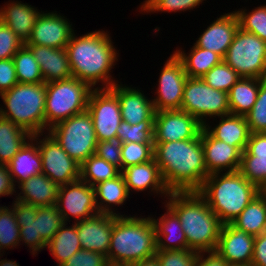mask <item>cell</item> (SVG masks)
<instances>
[{
  "label": "cell",
  "mask_w": 266,
  "mask_h": 266,
  "mask_svg": "<svg viewBox=\"0 0 266 266\" xmlns=\"http://www.w3.org/2000/svg\"><path fill=\"white\" fill-rule=\"evenodd\" d=\"M66 50L73 77L86 82L93 89L111 88L119 82L111 72L120 54L108 30H95L81 36L74 32Z\"/></svg>",
  "instance_id": "obj_1"
},
{
  "label": "cell",
  "mask_w": 266,
  "mask_h": 266,
  "mask_svg": "<svg viewBox=\"0 0 266 266\" xmlns=\"http://www.w3.org/2000/svg\"><path fill=\"white\" fill-rule=\"evenodd\" d=\"M153 154L169 192L198 191L210 175L204 163L201 133L194 139L154 143Z\"/></svg>",
  "instance_id": "obj_2"
},
{
  "label": "cell",
  "mask_w": 266,
  "mask_h": 266,
  "mask_svg": "<svg viewBox=\"0 0 266 266\" xmlns=\"http://www.w3.org/2000/svg\"><path fill=\"white\" fill-rule=\"evenodd\" d=\"M165 203L178 216L187 249L215 251L223 223L197 191L170 192Z\"/></svg>",
  "instance_id": "obj_3"
},
{
  "label": "cell",
  "mask_w": 266,
  "mask_h": 266,
  "mask_svg": "<svg viewBox=\"0 0 266 266\" xmlns=\"http://www.w3.org/2000/svg\"><path fill=\"white\" fill-rule=\"evenodd\" d=\"M156 252V229L151 215L114 216L108 263L132 265L155 256Z\"/></svg>",
  "instance_id": "obj_4"
},
{
  "label": "cell",
  "mask_w": 266,
  "mask_h": 266,
  "mask_svg": "<svg viewBox=\"0 0 266 266\" xmlns=\"http://www.w3.org/2000/svg\"><path fill=\"white\" fill-rule=\"evenodd\" d=\"M197 192L225 224L231 223L261 190L234 171L210 174Z\"/></svg>",
  "instance_id": "obj_5"
},
{
  "label": "cell",
  "mask_w": 266,
  "mask_h": 266,
  "mask_svg": "<svg viewBox=\"0 0 266 266\" xmlns=\"http://www.w3.org/2000/svg\"><path fill=\"white\" fill-rule=\"evenodd\" d=\"M0 97L4 104L1 117L31 135L45 132L46 83H17Z\"/></svg>",
  "instance_id": "obj_6"
},
{
  "label": "cell",
  "mask_w": 266,
  "mask_h": 266,
  "mask_svg": "<svg viewBox=\"0 0 266 266\" xmlns=\"http://www.w3.org/2000/svg\"><path fill=\"white\" fill-rule=\"evenodd\" d=\"M10 207L20 226V245H27L34 256L47 248L48 242L65 223L56 204L36 207L13 199Z\"/></svg>",
  "instance_id": "obj_7"
},
{
  "label": "cell",
  "mask_w": 266,
  "mask_h": 266,
  "mask_svg": "<svg viewBox=\"0 0 266 266\" xmlns=\"http://www.w3.org/2000/svg\"><path fill=\"white\" fill-rule=\"evenodd\" d=\"M92 90L75 77L46 83L45 133L59 122L86 111Z\"/></svg>",
  "instance_id": "obj_8"
},
{
  "label": "cell",
  "mask_w": 266,
  "mask_h": 266,
  "mask_svg": "<svg viewBox=\"0 0 266 266\" xmlns=\"http://www.w3.org/2000/svg\"><path fill=\"white\" fill-rule=\"evenodd\" d=\"M78 164L95 154L97 139L91 114L86 110L47 131Z\"/></svg>",
  "instance_id": "obj_9"
},
{
  "label": "cell",
  "mask_w": 266,
  "mask_h": 266,
  "mask_svg": "<svg viewBox=\"0 0 266 266\" xmlns=\"http://www.w3.org/2000/svg\"><path fill=\"white\" fill-rule=\"evenodd\" d=\"M181 110L197 118L203 125L230 114L228 93L207 85L202 78L188 77L183 91Z\"/></svg>",
  "instance_id": "obj_10"
},
{
  "label": "cell",
  "mask_w": 266,
  "mask_h": 266,
  "mask_svg": "<svg viewBox=\"0 0 266 266\" xmlns=\"http://www.w3.org/2000/svg\"><path fill=\"white\" fill-rule=\"evenodd\" d=\"M223 60L240 77L266 78V42L240 27Z\"/></svg>",
  "instance_id": "obj_11"
},
{
  "label": "cell",
  "mask_w": 266,
  "mask_h": 266,
  "mask_svg": "<svg viewBox=\"0 0 266 266\" xmlns=\"http://www.w3.org/2000/svg\"><path fill=\"white\" fill-rule=\"evenodd\" d=\"M165 61L160 71L157 88L152 98L155 112L181 110L185 82L188 78L182 61L175 55ZM156 95V96H155Z\"/></svg>",
  "instance_id": "obj_12"
},
{
  "label": "cell",
  "mask_w": 266,
  "mask_h": 266,
  "mask_svg": "<svg viewBox=\"0 0 266 266\" xmlns=\"http://www.w3.org/2000/svg\"><path fill=\"white\" fill-rule=\"evenodd\" d=\"M56 206L66 223L72 221L70 219L76 223L99 214L94 187L80 179L59 187Z\"/></svg>",
  "instance_id": "obj_13"
},
{
  "label": "cell",
  "mask_w": 266,
  "mask_h": 266,
  "mask_svg": "<svg viewBox=\"0 0 266 266\" xmlns=\"http://www.w3.org/2000/svg\"><path fill=\"white\" fill-rule=\"evenodd\" d=\"M38 147L42 159V173L49 179L59 186L80 179V164L72 159L48 132L38 134Z\"/></svg>",
  "instance_id": "obj_14"
},
{
  "label": "cell",
  "mask_w": 266,
  "mask_h": 266,
  "mask_svg": "<svg viewBox=\"0 0 266 266\" xmlns=\"http://www.w3.org/2000/svg\"><path fill=\"white\" fill-rule=\"evenodd\" d=\"M87 111L91 114L97 141L117 136L122 122L117 95L110 88H96L90 93Z\"/></svg>",
  "instance_id": "obj_15"
},
{
  "label": "cell",
  "mask_w": 266,
  "mask_h": 266,
  "mask_svg": "<svg viewBox=\"0 0 266 266\" xmlns=\"http://www.w3.org/2000/svg\"><path fill=\"white\" fill-rule=\"evenodd\" d=\"M204 125L183 110L155 112L154 143H166L197 138Z\"/></svg>",
  "instance_id": "obj_16"
},
{
  "label": "cell",
  "mask_w": 266,
  "mask_h": 266,
  "mask_svg": "<svg viewBox=\"0 0 266 266\" xmlns=\"http://www.w3.org/2000/svg\"><path fill=\"white\" fill-rule=\"evenodd\" d=\"M64 14L57 11H41L34 24L31 38L26 44L42 45L53 48H66L74 27Z\"/></svg>",
  "instance_id": "obj_17"
},
{
  "label": "cell",
  "mask_w": 266,
  "mask_h": 266,
  "mask_svg": "<svg viewBox=\"0 0 266 266\" xmlns=\"http://www.w3.org/2000/svg\"><path fill=\"white\" fill-rule=\"evenodd\" d=\"M255 236L236 228L232 223L222 225L216 252L228 264H251Z\"/></svg>",
  "instance_id": "obj_18"
},
{
  "label": "cell",
  "mask_w": 266,
  "mask_h": 266,
  "mask_svg": "<svg viewBox=\"0 0 266 266\" xmlns=\"http://www.w3.org/2000/svg\"><path fill=\"white\" fill-rule=\"evenodd\" d=\"M204 163L209 174L238 171L242 151L214 138L204 127L201 131Z\"/></svg>",
  "instance_id": "obj_19"
},
{
  "label": "cell",
  "mask_w": 266,
  "mask_h": 266,
  "mask_svg": "<svg viewBox=\"0 0 266 266\" xmlns=\"http://www.w3.org/2000/svg\"><path fill=\"white\" fill-rule=\"evenodd\" d=\"M136 88L125 83L123 85L121 81L110 88L118 97L122 121L130 125L142 121H154L155 110L152 99L147 97V94L140 90L141 88Z\"/></svg>",
  "instance_id": "obj_20"
},
{
  "label": "cell",
  "mask_w": 266,
  "mask_h": 266,
  "mask_svg": "<svg viewBox=\"0 0 266 266\" xmlns=\"http://www.w3.org/2000/svg\"><path fill=\"white\" fill-rule=\"evenodd\" d=\"M121 174L124 178L129 194L147 191L148 194L164 199L169 195V190L166 188L161 173L154 158L148 162L131 165L123 170ZM149 190V191H148Z\"/></svg>",
  "instance_id": "obj_21"
},
{
  "label": "cell",
  "mask_w": 266,
  "mask_h": 266,
  "mask_svg": "<svg viewBox=\"0 0 266 266\" xmlns=\"http://www.w3.org/2000/svg\"><path fill=\"white\" fill-rule=\"evenodd\" d=\"M206 28L203 29L194 44L199 48L211 50L224 59L228 47L232 44L234 35L239 28L235 12L223 13Z\"/></svg>",
  "instance_id": "obj_22"
},
{
  "label": "cell",
  "mask_w": 266,
  "mask_h": 266,
  "mask_svg": "<svg viewBox=\"0 0 266 266\" xmlns=\"http://www.w3.org/2000/svg\"><path fill=\"white\" fill-rule=\"evenodd\" d=\"M114 216L97 214L90 219L76 222L81 249L102 253L107 257Z\"/></svg>",
  "instance_id": "obj_23"
},
{
  "label": "cell",
  "mask_w": 266,
  "mask_h": 266,
  "mask_svg": "<svg viewBox=\"0 0 266 266\" xmlns=\"http://www.w3.org/2000/svg\"><path fill=\"white\" fill-rule=\"evenodd\" d=\"M39 64L44 83L73 77L66 48L26 44Z\"/></svg>",
  "instance_id": "obj_24"
},
{
  "label": "cell",
  "mask_w": 266,
  "mask_h": 266,
  "mask_svg": "<svg viewBox=\"0 0 266 266\" xmlns=\"http://www.w3.org/2000/svg\"><path fill=\"white\" fill-rule=\"evenodd\" d=\"M41 10L23 3L12 1L0 8V20L9 27L18 38L26 44L31 38L32 30Z\"/></svg>",
  "instance_id": "obj_25"
},
{
  "label": "cell",
  "mask_w": 266,
  "mask_h": 266,
  "mask_svg": "<svg viewBox=\"0 0 266 266\" xmlns=\"http://www.w3.org/2000/svg\"><path fill=\"white\" fill-rule=\"evenodd\" d=\"M13 182L17 184L42 173V159L38 147V134L23 145L18 153L7 164Z\"/></svg>",
  "instance_id": "obj_26"
},
{
  "label": "cell",
  "mask_w": 266,
  "mask_h": 266,
  "mask_svg": "<svg viewBox=\"0 0 266 266\" xmlns=\"http://www.w3.org/2000/svg\"><path fill=\"white\" fill-rule=\"evenodd\" d=\"M166 212L156 219L151 218L156 229L157 250L187 249V240L176 213L164 202Z\"/></svg>",
  "instance_id": "obj_27"
},
{
  "label": "cell",
  "mask_w": 266,
  "mask_h": 266,
  "mask_svg": "<svg viewBox=\"0 0 266 266\" xmlns=\"http://www.w3.org/2000/svg\"><path fill=\"white\" fill-rule=\"evenodd\" d=\"M17 186L15 198L36 207L56 204L60 187L43 173L29 178ZM18 191L20 192L18 193Z\"/></svg>",
  "instance_id": "obj_28"
},
{
  "label": "cell",
  "mask_w": 266,
  "mask_h": 266,
  "mask_svg": "<svg viewBox=\"0 0 266 266\" xmlns=\"http://www.w3.org/2000/svg\"><path fill=\"white\" fill-rule=\"evenodd\" d=\"M217 118L220 120L217 124L212 126L206 123L204 128L214 138L238 147L243 152L251 134L246 117L229 114Z\"/></svg>",
  "instance_id": "obj_29"
},
{
  "label": "cell",
  "mask_w": 266,
  "mask_h": 266,
  "mask_svg": "<svg viewBox=\"0 0 266 266\" xmlns=\"http://www.w3.org/2000/svg\"><path fill=\"white\" fill-rule=\"evenodd\" d=\"M94 189L99 214L125 216V214L116 211L119 210V208H115L116 206L121 207L122 205H125L127 199L130 198V194L121 173L114 179L98 183L94 186Z\"/></svg>",
  "instance_id": "obj_30"
},
{
  "label": "cell",
  "mask_w": 266,
  "mask_h": 266,
  "mask_svg": "<svg viewBox=\"0 0 266 266\" xmlns=\"http://www.w3.org/2000/svg\"><path fill=\"white\" fill-rule=\"evenodd\" d=\"M259 92V78L240 79L228 92L230 114L246 116L257 100Z\"/></svg>",
  "instance_id": "obj_31"
},
{
  "label": "cell",
  "mask_w": 266,
  "mask_h": 266,
  "mask_svg": "<svg viewBox=\"0 0 266 266\" xmlns=\"http://www.w3.org/2000/svg\"><path fill=\"white\" fill-rule=\"evenodd\" d=\"M173 52L182 61L188 77H199L205 75L212 67L219 64L223 59L211 50L197 47L195 44L185 53L180 47Z\"/></svg>",
  "instance_id": "obj_32"
},
{
  "label": "cell",
  "mask_w": 266,
  "mask_h": 266,
  "mask_svg": "<svg viewBox=\"0 0 266 266\" xmlns=\"http://www.w3.org/2000/svg\"><path fill=\"white\" fill-rule=\"evenodd\" d=\"M231 223L253 236L266 232V196L260 192Z\"/></svg>",
  "instance_id": "obj_33"
},
{
  "label": "cell",
  "mask_w": 266,
  "mask_h": 266,
  "mask_svg": "<svg viewBox=\"0 0 266 266\" xmlns=\"http://www.w3.org/2000/svg\"><path fill=\"white\" fill-rule=\"evenodd\" d=\"M32 135L11 120L0 118V165H7Z\"/></svg>",
  "instance_id": "obj_34"
},
{
  "label": "cell",
  "mask_w": 266,
  "mask_h": 266,
  "mask_svg": "<svg viewBox=\"0 0 266 266\" xmlns=\"http://www.w3.org/2000/svg\"><path fill=\"white\" fill-rule=\"evenodd\" d=\"M67 225L68 223L65 222L47 244V248L52 257L55 258L57 266H61L75 252L81 250L75 223L72 222L69 227Z\"/></svg>",
  "instance_id": "obj_35"
},
{
  "label": "cell",
  "mask_w": 266,
  "mask_h": 266,
  "mask_svg": "<svg viewBox=\"0 0 266 266\" xmlns=\"http://www.w3.org/2000/svg\"><path fill=\"white\" fill-rule=\"evenodd\" d=\"M121 171L101 157L93 154L80 165V180L94 187L100 182L114 179Z\"/></svg>",
  "instance_id": "obj_36"
},
{
  "label": "cell",
  "mask_w": 266,
  "mask_h": 266,
  "mask_svg": "<svg viewBox=\"0 0 266 266\" xmlns=\"http://www.w3.org/2000/svg\"><path fill=\"white\" fill-rule=\"evenodd\" d=\"M12 59L18 83H44L39 64L26 44L17 51Z\"/></svg>",
  "instance_id": "obj_37"
},
{
  "label": "cell",
  "mask_w": 266,
  "mask_h": 266,
  "mask_svg": "<svg viewBox=\"0 0 266 266\" xmlns=\"http://www.w3.org/2000/svg\"><path fill=\"white\" fill-rule=\"evenodd\" d=\"M20 226L16 220L13 208L0 205V250L17 249L20 246Z\"/></svg>",
  "instance_id": "obj_38"
},
{
  "label": "cell",
  "mask_w": 266,
  "mask_h": 266,
  "mask_svg": "<svg viewBox=\"0 0 266 266\" xmlns=\"http://www.w3.org/2000/svg\"><path fill=\"white\" fill-rule=\"evenodd\" d=\"M239 27L250 32L266 42V5H260L251 11L246 7L234 10Z\"/></svg>",
  "instance_id": "obj_39"
},
{
  "label": "cell",
  "mask_w": 266,
  "mask_h": 266,
  "mask_svg": "<svg viewBox=\"0 0 266 266\" xmlns=\"http://www.w3.org/2000/svg\"><path fill=\"white\" fill-rule=\"evenodd\" d=\"M206 0H145L139 6V13L154 14V13H173L185 12L193 10L202 5Z\"/></svg>",
  "instance_id": "obj_40"
},
{
  "label": "cell",
  "mask_w": 266,
  "mask_h": 266,
  "mask_svg": "<svg viewBox=\"0 0 266 266\" xmlns=\"http://www.w3.org/2000/svg\"><path fill=\"white\" fill-rule=\"evenodd\" d=\"M210 87L228 93L240 76L224 60L201 77Z\"/></svg>",
  "instance_id": "obj_41"
},
{
  "label": "cell",
  "mask_w": 266,
  "mask_h": 266,
  "mask_svg": "<svg viewBox=\"0 0 266 266\" xmlns=\"http://www.w3.org/2000/svg\"><path fill=\"white\" fill-rule=\"evenodd\" d=\"M116 133L123 143H154V121H142L135 125L122 121Z\"/></svg>",
  "instance_id": "obj_42"
},
{
  "label": "cell",
  "mask_w": 266,
  "mask_h": 266,
  "mask_svg": "<svg viewBox=\"0 0 266 266\" xmlns=\"http://www.w3.org/2000/svg\"><path fill=\"white\" fill-rule=\"evenodd\" d=\"M245 117L251 133H266V78L259 79L257 100Z\"/></svg>",
  "instance_id": "obj_43"
},
{
  "label": "cell",
  "mask_w": 266,
  "mask_h": 266,
  "mask_svg": "<svg viewBox=\"0 0 266 266\" xmlns=\"http://www.w3.org/2000/svg\"><path fill=\"white\" fill-rule=\"evenodd\" d=\"M238 171L261 190L266 184V156H241Z\"/></svg>",
  "instance_id": "obj_44"
},
{
  "label": "cell",
  "mask_w": 266,
  "mask_h": 266,
  "mask_svg": "<svg viewBox=\"0 0 266 266\" xmlns=\"http://www.w3.org/2000/svg\"><path fill=\"white\" fill-rule=\"evenodd\" d=\"M154 143H123L121 148L122 170L131 165L142 164L154 158Z\"/></svg>",
  "instance_id": "obj_45"
},
{
  "label": "cell",
  "mask_w": 266,
  "mask_h": 266,
  "mask_svg": "<svg viewBox=\"0 0 266 266\" xmlns=\"http://www.w3.org/2000/svg\"><path fill=\"white\" fill-rule=\"evenodd\" d=\"M197 253L191 249L184 250H157L160 266H195Z\"/></svg>",
  "instance_id": "obj_46"
},
{
  "label": "cell",
  "mask_w": 266,
  "mask_h": 266,
  "mask_svg": "<svg viewBox=\"0 0 266 266\" xmlns=\"http://www.w3.org/2000/svg\"><path fill=\"white\" fill-rule=\"evenodd\" d=\"M123 142L114 136L106 141H97L95 154L122 170L121 148Z\"/></svg>",
  "instance_id": "obj_47"
},
{
  "label": "cell",
  "mask_w": 266,
  "mask_h": 266,
  "mask_svg": "<svg viewBox=\"0 0 266 266\" xmlns=\"http://www.w3.org/2000/svg\"><path fill=\"white\" fill-rule=\"evenodd\" d=\"M23 45L18 36L0 20V60L13 58Z\"/></svg>",
  "instance_id": "obj_48"
},
{
  "label": "cell",
  "mask_w": 266,
  "mask_h": 266,
  "mask_svg": "<svg viewBox=\"0 0 266 266\" xmlns=\"http://www.w3.org/2000/svg\"><path fill=\"white\" fill-rule=\"evenodd\" d=\"M107 264V258L102 253L81 249L61 266H106Z\"/></svg>",
  "instance_id": "obj_49"
},
{
  "label": "cell",
  "mask_w": 266,
  "mask_h": 266,
  "mask_svg": "<svg viewBox=\"0 0 266 266\" xmlns=\"http://www.w3.org/2000/svg\"><path fill=\"white\" fill-rule=\"evenodd\" d=\"M18 83L12 58L0 60V95Z\"/></svg>",
  "instance_id": "obj_50"
},
{
  "label": "cell",
  "mask_w": 266,
  "mask_h": 266,
  "mask_svg": "<svg viewBox=\"0 0 266 266\" xmlns=\"http://www.w3.org/2000/svg\"><path fill=\"white\" fill-rule=\"evenodd\" d=\"M241 156H266V133H251Z\"/></svg>",
  "instance_id": "obj_51"
},
{
  "label": "cell",
  "mask_w": 266,
  "mask_h": 266,
  "mask_svg": "<svg viewBox=\"0 0 266 266\" xmlns=\"http://www.w3.org/2000/svg\"><path fill=\"white\" fill-rule=\"evenodd\" d=\"M251 264L253 266H266V232L255 236L254 252Z\"/></svg>",
  "instance_id": "obj_52"
},
{
  "label": "cell",
  "mask_w": 266,
  "mask_h": 266,
  "mask_svg": "<svg viewBox=\"0 0 266 266\" xmlns=\"http://www.w3.org/2000/svg\"><path fill=\"white\" fill-rule=\"evenodd\" d=\"M16 187L12 176L9 173L7 165H0V197L15 196Z\"/></svg>",
  "instance_id": "obj_53"
},
{
  "label": "cell",
  "mask_w": 266,
  "mask_h": 266,
  "mask_svg": "<svg viewBox=\"0 0 266 266\" xmlns=\"http://www.w3.org/2000/svg\"><path fill=\"white\" fill-rule=\"evenodd\" d=\"M227 264L216 251H207L197 253L195 266H227Z\"/></svg>",
  "instance_id": "obj_54"
},
{
  "label": "cell",
  "mask_w": 266,
  "mask_h": 266,
  "mask_svg": "<svg viewBox=\"0 0 266 266\" xmlns=\"http://www.w3.org/2000/svg\"><path fill=\"white\" fill-rule=\"evenodd\" d=\"M131 266H160V263L157 257L153 256L151 258H147V259L135 262Z\"/></svg>",
  "instance_id": "obj_55"
},
{
  "label": "cell",
  "mask_w": 266,
  "mask_h": 266,
  "mask_svg": "<svg viewBox=\"0 0 266 266\" xmlns=\"http://www.w3.org/2000/svg\"><path fill=\"white\" fill-rule=\"evenodd\" d=\"M0 266H20L15 260L0 259Z\"/></svg>",
  "instance_id": "obj_56"
},
{
  "label": "cell",
  "mask_w": 266,
  "mask_h": 266,
  "mask_svg": "<svg viewBox=\"0 0 266 266\" xmlns=\"http://www.w3.org/2000/svg\"><path fill=\"white\" fill-rule=\"evenodd\" d=\"M227 266H253L252 264H227Z\"/></svg>",
  "instance_id": "obj_57"
},
{
  "label": "cell",
  "mask_w": 266,
  "mask_h": 266,
  "mask_svg": "<svg viewBox=\"0 0 266 266\" xmlns=\"http://www.w3.org/2000/svg\"><path fill=\"white\" fill-rule=\"evenodd\" d=\"M106 266H131V265H123V264H112V263H108Z\"/></svg>",
  "instance_id": "obj_58"
},
{
  "label": "cell",
  "mask_w": 266,
  "mask_h": 266,
  "mask_svg": "<svg viewBox=\"0 0 266 266\" xmlns=\"http://www.w3.org/2000/svg\"><path fill=\"white\" fill-rule=\"evenodd\" d=\"M261 192L266 196V184H265L264 187L261 189Z\"/></svg>",
  "instance_id": "obj_59"
},
{
  "label": "cell",
  "mask_w": 266,
  "mask_h": 266,
  "mask_svg": "<svg viewBox=\"0 0 266 266\" xmlns=\"http://www.w3.org/2000/svg\"><path fill=\"white\" fill-rule=\"evenodd\" d=\"M2 251L0 250V258H2L1 256H3L4 255V253L2 252Z\"/></svg>",
  "instance_id": "obj_60"
}]
</instances>
